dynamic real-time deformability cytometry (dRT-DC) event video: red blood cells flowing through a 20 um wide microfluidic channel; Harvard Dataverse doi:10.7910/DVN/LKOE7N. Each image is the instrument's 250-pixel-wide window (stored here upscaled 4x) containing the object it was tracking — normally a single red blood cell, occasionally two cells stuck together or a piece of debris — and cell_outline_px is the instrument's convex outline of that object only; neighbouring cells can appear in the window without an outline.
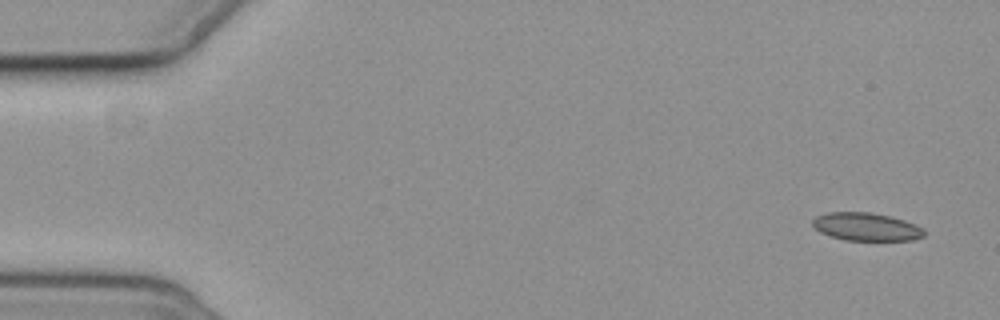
{"species": "common noctule bat (a hibernating species)", "species_latin": "Nyctalus noctula", "temperature_condition": "cold", "stored_images_in_passage": 4, "camera_frame_rate_fps": 3000, "um_per_image_px": 0.085, "animal": {"sex": "female", "body_mass_g": 19.3, "forearm_length_mm": 54.1}, "frame": {"image": 1, "passage_image": 1, "time_ms": 0.0, "image_size_px": [1000, 320], "cell_outline_px": [[924, 236], [912, 240], [844, 240], [820, 232], [812, 224], [812, 220], [816, 216], [828, 212], [868, 212], [888, 216], [904, 220], [924, 228]], "centroid_in_image_um": [73.63, 19.27], "position_along_channel_um": 11.4, "area_um2": 18.03}}